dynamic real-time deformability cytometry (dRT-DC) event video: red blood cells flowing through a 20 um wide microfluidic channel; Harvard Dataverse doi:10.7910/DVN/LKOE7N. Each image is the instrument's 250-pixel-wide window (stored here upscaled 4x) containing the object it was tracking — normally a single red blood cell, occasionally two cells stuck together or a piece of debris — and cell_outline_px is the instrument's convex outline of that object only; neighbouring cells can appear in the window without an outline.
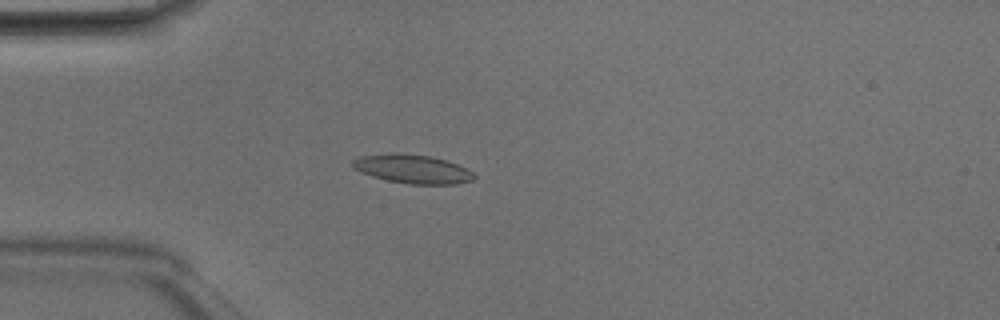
{"species": "Egyptian fruit bat (a non-hibernating species)", "species_latin": "Rousettus aegyptiacus", "temperature_condition": "room temperature", "stored_images_in_passage": 5, "camera_frame_rate_fps": 3000, "um_per_image_px": 0.085, "animal": {"sex": "male"}, "frame": {"image": 1, "passage_image": 4, "time_ms": 1.0, "image_size_px": [1000, 320], "cell_outline_px": [[476, 176], [472, 180], [456, 184], [408, 184], [388, 180], [372, 176], [352, 168], [352, 160], [360, 156], [396, 152], [432, 156], [468, 168]], "centroid_in_image_um": [35.06, 14.35], "position_along_channel_um": 49.9, "area_um2": 20.4}}